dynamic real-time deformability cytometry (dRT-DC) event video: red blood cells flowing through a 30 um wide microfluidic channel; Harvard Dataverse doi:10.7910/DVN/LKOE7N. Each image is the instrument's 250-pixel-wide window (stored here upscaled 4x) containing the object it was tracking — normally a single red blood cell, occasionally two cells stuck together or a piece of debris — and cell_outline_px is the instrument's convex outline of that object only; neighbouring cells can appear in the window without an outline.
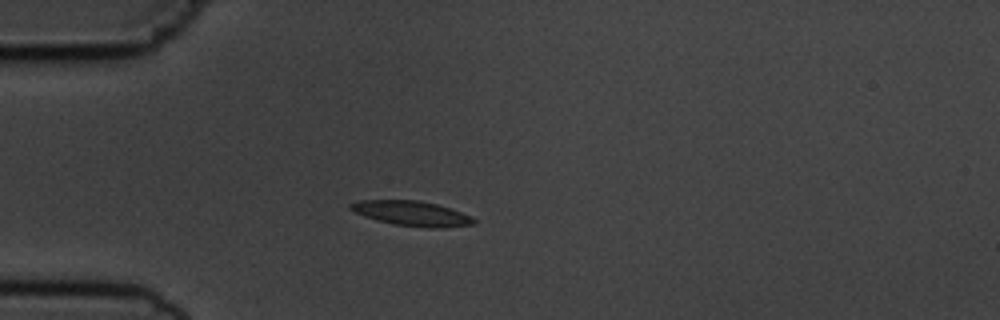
{"species": "common noctule bat (a hibernating species)", "species_latin": "Nyctalus noctula", "temperature_condition": "cold", "stored_images_in_passage": 7, "camera_frame_rate_fps": 3000, "um_per_image_px": 0.085, "animal": {"sex": "male", "body_mass_g": 19.5, "forearm_length_mm": 54.6}, "frame": {"image": 1, "passage_image": 6, "time_ms": 6.0, "image_size_px": [1000, 320], "cell_outline_px": [[476, 224], [444, 228], [428, 228], [392, 224], [376, 220], [364, 216], [348, 208], [348, 204], [360, 200], [420, 200], [452, 208], [472, 216], [476, 220]], "centroid_in_image_um": [35.04, 18.14], "position_along_channel_um": 50.0, "area_um2": 18.15}}